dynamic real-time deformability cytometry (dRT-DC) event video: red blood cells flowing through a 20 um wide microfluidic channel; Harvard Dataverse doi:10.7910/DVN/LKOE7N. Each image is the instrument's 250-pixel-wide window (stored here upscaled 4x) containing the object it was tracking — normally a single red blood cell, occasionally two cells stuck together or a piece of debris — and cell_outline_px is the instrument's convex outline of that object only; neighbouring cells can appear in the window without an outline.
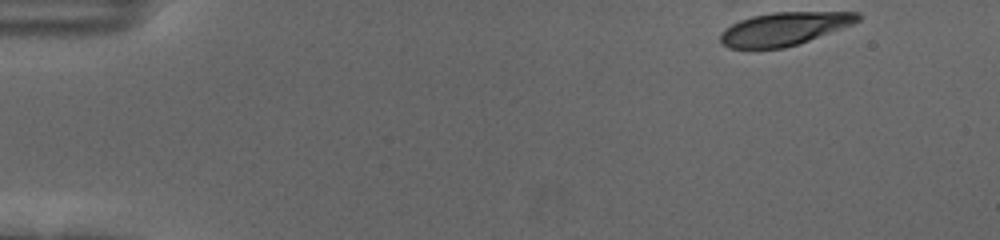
{"species": "human", "species_latin": "Homo sapiens", "temperature_condition": "cold", "stored_images_in_passage": 53, "camera_frame_rate_fps": 3000, "um_per_image_px": 0.085, "donor": {"sex": "female"}, "frame": {"image": 1, "passage_image": 1, "time_ms": 0.0, "image_size_px": [1000, 240], "cell_outline_px": [[860, 20], [852, 24], [808, 40], [784, 48], [728, 48], [720, 40], [720, 32], [724, 28], [740, 20], [752, 16], [772, 12], [860, 12]], "centroid_in_image_um": [66.62, 2.43], "position_along_channel_um": 18.4, "area_um2": 26.18}}
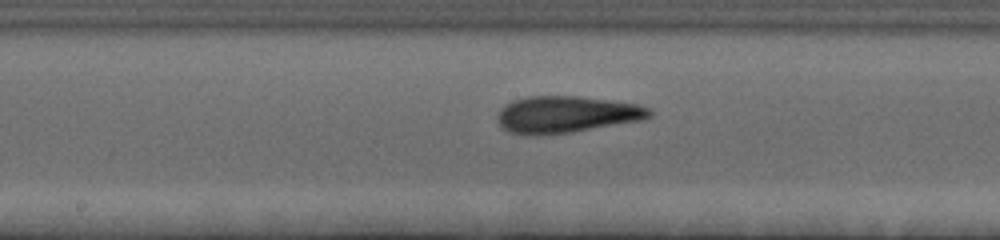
{"frame": {"image": 2, "passage_image": 26, "time_ms": 8.333, "image_size_px": [1000, 240], "cell_outline_px": [[652, 116], [644, 120], [572, 132], [540, 136], [528, 136], [508, 132], [496, 120], [496, 116], [500, 108], [504, 104], [512, 100], [528, 96], [576, 96], [636, 104], [648, 108], [652, 112]], "centroid_in_image_um": [48.08, 9.74], "position_along_channel_um": 200.1, "area_um2": 32.89}}
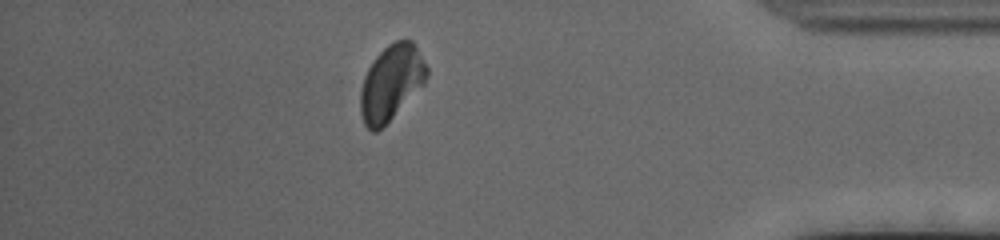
{"frame": {"image": 3, "passage_image": 46, "time_ms": 15.0, "image_size_px": [1000, 240], "cell_outline_px": [[428, 76], [424, 84], [376, 132], [372, 132], [364, 124], [360, 112], [360, 92], [364, 76], [368, 68], [376, 56], [388, 44], [396, 40], [412, 40], [428, 68]], "centroid_in_image_um": [33.24, 7.0], "position_along_channel_um": 402.0, "area_um2": 28.67}, "authors_computed_cell_mechanics": {"area_um2": 30.1716, "velocity_mm_per_s": 3.5382, "shape_relaxation_time_tau1_ms": 8.9515, "shape_relaxation_time_tau2_ms": 2.4774, "deformation_change_tau1": 0.2338, "deformation_change_tau2": 0.0736}}